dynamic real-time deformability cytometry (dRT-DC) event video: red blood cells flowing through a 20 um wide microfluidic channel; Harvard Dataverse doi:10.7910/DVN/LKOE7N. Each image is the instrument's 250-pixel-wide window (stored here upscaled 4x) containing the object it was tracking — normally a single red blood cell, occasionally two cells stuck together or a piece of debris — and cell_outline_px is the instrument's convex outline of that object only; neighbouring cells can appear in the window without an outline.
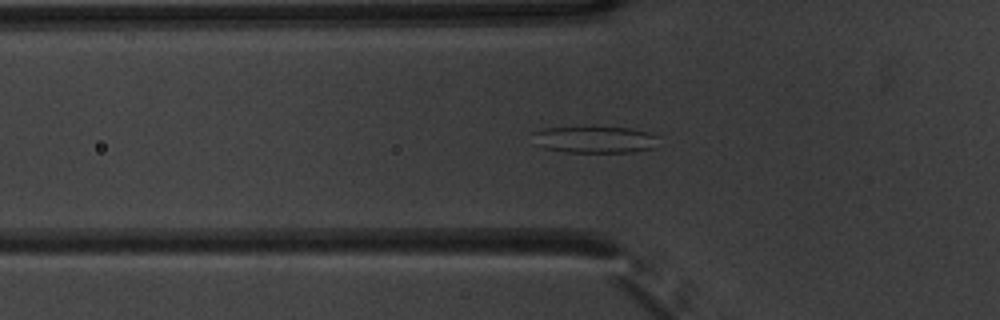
{"species": "common noctule bat (a hibernating species)", "species_latin": "Nyctalus noctula", "temperature_condition": "warm", "stored_images_in_passage": 55, "segment_of_instrument_passage": [1, 2], "camera_frame_rate_fps": 3000, "um_per_image_px": 0.085, "animal": {"sex": "male", "body_mass_g": 20.1, "forearm_length_mm": 53.5}, "frame": {"image": 1, "passage_image": 19, "time_ms": 6.0, "image_size_px": [1000, 320], "cell_outline_px": [[660, 136], [652, 148], [632, 152], [564, 152], [544, 148], [532, 144], [532, 132], [544, 128], [632, 128], [648, 132]], "centroid_in_image_um": [50.5, 11.88], "position_along_channel_um": 75.3, "area_um2": 19.59}}
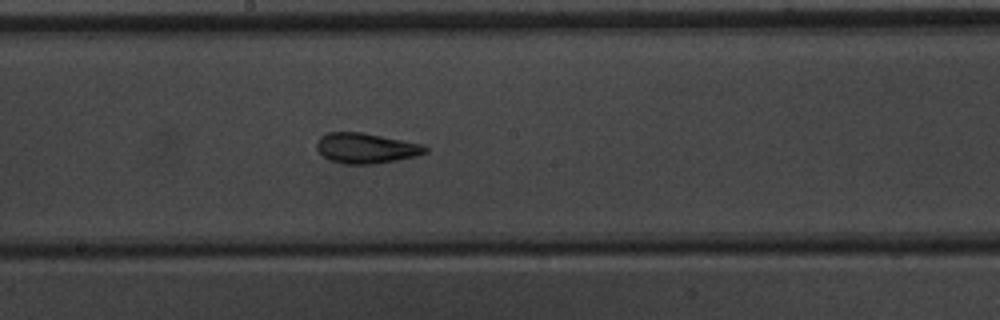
{"frame": {"image": 2, "passage_image": 30, "time_ms": 9.667, "image_size_px": [1000, 320], "cell_outline_px": [[428, 152], [416, 156], [376, 164], [344, 164], [328, 160], [316, 148], [316, 140], [320, 136], [328, 132], [360, 132], [424, 144], [428, 148]], "centroid_in_image_um": [31.1, 12.6], "position_along_channel_um": 217.1, "area_um2": 19.31}}
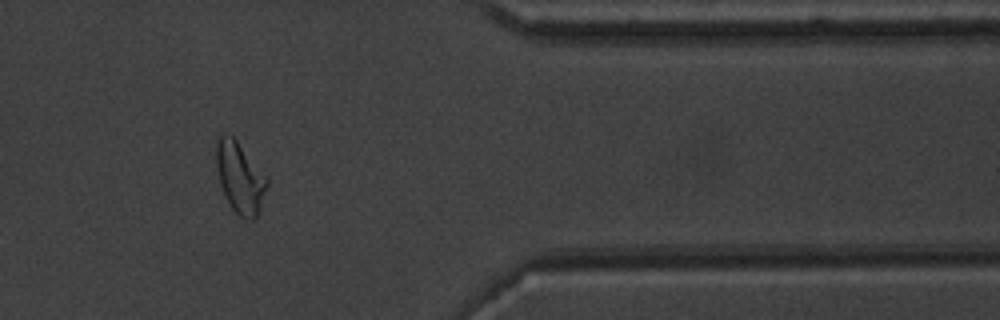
{"frame": {"image": 3, "passage_image": 45, "time_ms": 14.667, "image_size_px": [1000, 320], "cell_outline_px": [[268, 184], [256, 216], [252, 220], [248, 220], [240, 216], [232, 208], [220, 184], [216, 168], [216, 140], [224, 132], [232, 136], [236, 140], [268, 180]], "centroid_in_image_um": [20.36, 15.07], "position_along_channel_um": 391.0, "area_um2": 20.35}}